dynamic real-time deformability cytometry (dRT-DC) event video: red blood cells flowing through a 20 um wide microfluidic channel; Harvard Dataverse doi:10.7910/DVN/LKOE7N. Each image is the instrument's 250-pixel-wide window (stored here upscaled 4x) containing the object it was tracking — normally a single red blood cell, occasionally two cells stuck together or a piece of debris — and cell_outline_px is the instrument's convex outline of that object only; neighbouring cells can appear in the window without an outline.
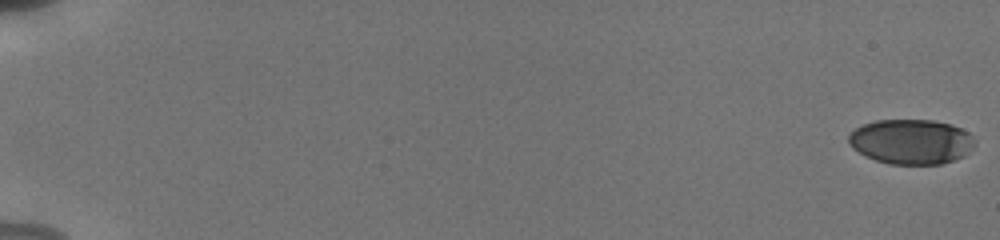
{"species": "human", "species_latin": "Homo sapiens", "temperature_condition": "cold", "stored_images_in_passage": 56, "camera_frame_rate_fps": 3000, "um_per_image_px": 0.085, "donor": {"sex": "male"}, "frame": {"image": 1, "passage_image": 1, "time_ms": 0.0, "image_size_px": [1000, 240], "cell_outline_px": [[976, 144], [964, 156], [956, 160], [940, 164], [888, 164], [876, 160], [852, 148], [848, 144], [848, 136], [856, 128], [864, 124], [876, 120], [932, 120], [952, 124], [968, 132], [976, 140]], "centroid_in_image_um": [77.48, 12.04], "position_along_channel_um": 7.5, "area_um2": 33.12}}
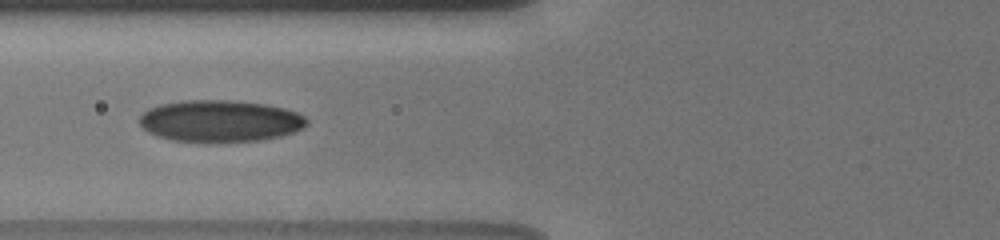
{"frame": {"image": 2, "passage_image": 25, "time_ms": 8.0, "image_size_px": [1000, 240], "cell_outline_px": [[308, 124], [304, 128], [296, 132], [280, 136], [260, 140], [216, 144], [204, 144], [172, 140], [156, 136], [148, 132], [140, 124], [140, 116], [148, 108], [160, 104], [184, 100], [228, 100], [264, 104], [284, 108], [296, 112], [304, 116], [308, 120]], "centroid_in_image_um": [18.7, 10.32], "position_along_channel_um": 107.1, "area_um2": 41.62}}
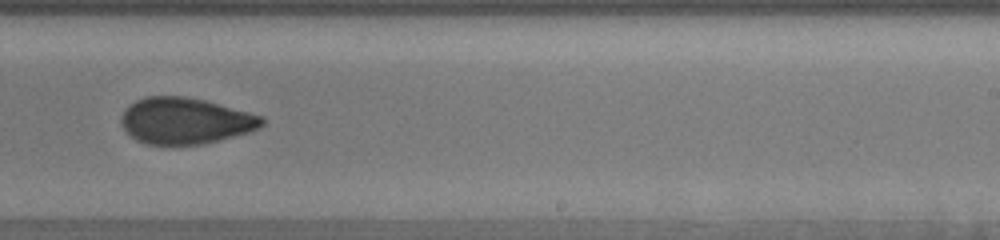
{"frame": {"image": 3, "passage_image": 38, "time_ms": 12.333, "image_size_px": [1000, 240], "cell_outline_px": [[264, 124], [260, 128], [252, 132], [204, 144], [144, 144], [128, 136], [120, 120], [128, 104], [144, 96], [184, 96], [204, 100], [264, 116]], "centroid_in_image_um": [15.76, 10.27], "position_along_channel_um": 273.2, "area_um2": 38.26}, "authors_computed_cell_mechanics": {"area_um2": 36.703, "velocity_mm_per_s": 3.834, "shape_relaxation_time_tau1_ms": 6.5536, "shape_relaxation_time_tau2_ms": 2.097, "deformation_change_tau1": 0.1722, "deformation_change_tau2": 0.0738}}